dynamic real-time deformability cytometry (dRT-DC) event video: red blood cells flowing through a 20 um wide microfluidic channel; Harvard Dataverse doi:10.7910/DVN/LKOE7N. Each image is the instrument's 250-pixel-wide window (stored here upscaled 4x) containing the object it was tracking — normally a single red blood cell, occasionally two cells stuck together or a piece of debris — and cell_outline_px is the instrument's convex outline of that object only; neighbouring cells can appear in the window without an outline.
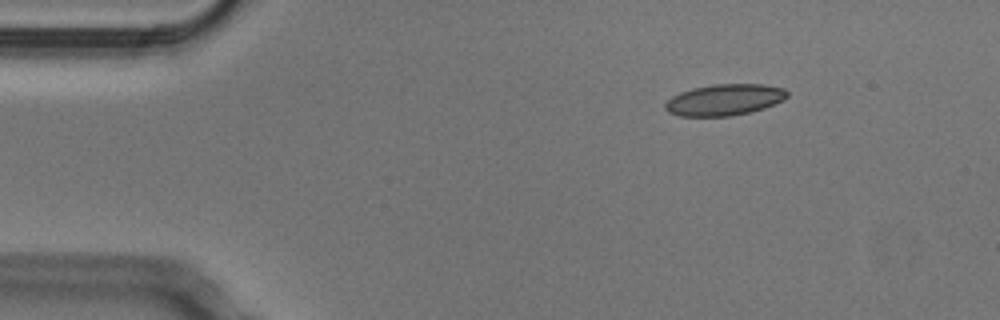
{"species": "Egyptian fruit bat (a non-hibernating species)", "species_latin": "Rousettus aegyptiacus", "temperature_condition": "cold", "stored_images_in_passage": 46, "camera_frame_rate_fps": 3000, "um_per_image_px": 0.085, "animal": {"sex": "male"}, "frame": {"image": 1, "passage_image": 1, "time_ms": 0.0, "image_size_px": [1000, 320], "cell_outline_px": [[788, 96], [784, 100], [764, 108], [732, 116], [680, 116], [668, 112], [664, 108], [664, 104], [672, 96], [680, 92], [692, 88], [716, 84], [764, 84], [784, 88], [788, 92]], "centroid_in_image_um": [61.58, 8.48], "position_along_channel_um": 23.4, "area_um2": 22.31}}
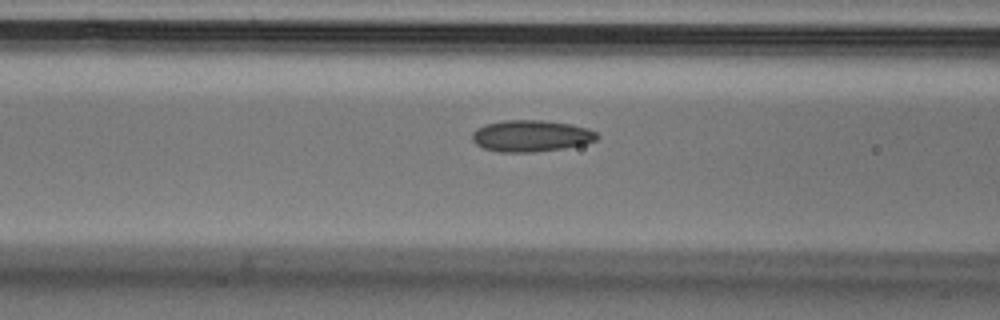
{"frame": {"image": 2, "passage_image": 14, "time_ms": 4.333, "image_size_px": [1000, 320], "cell_outline_px": [[600, 136], [596, 140], [584, 144], [564, 148], [532, 152], [500, 152], [484, 148], [476, 144], [472, 140], [472, 132], [476, 128], [484, 124], [504, 120], [544, 120], [572, 124], [588, 128], [596, 132]], "centroid_in_image_um": [45.14, 11.54], "position_along_channel_um": 121.5, "area_um2": 23.12}}
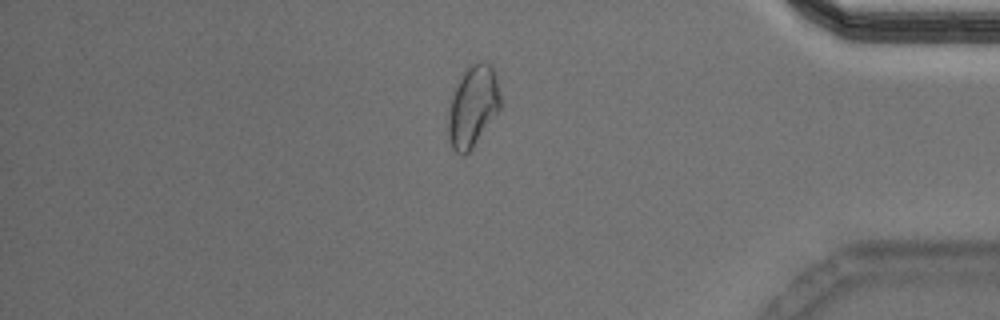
{"frame": {"image": 3, "passage_image": 38, "time_ms": 12.333, "image_size_px": [1000, 320], "cell_outline_px": [[500, 108], [472, 148], [464, 156], [460, 156], [452, 148], [448, 136], [448, 120], [452, 96], [468, 64], [480, 60], [484, 60], [492, 64], [496, 72], [500, 96]], "centroid_in_image_um": [40.21, 9.0], "position_along_channel_um": 395.0, "area_um2": 24.62}, "authors_computed_cell_mechanics": {"area_um2": 22.3686, "velocity_mm_per_s": 3.7864, "shape_relaxation_time_tau1_ms": 8.1399, "shape_relaxation_time_tau2_ms": 2.3324, "deformation_change_tau1": 0.1472, "deformation_change_tau2": 0.0683}}